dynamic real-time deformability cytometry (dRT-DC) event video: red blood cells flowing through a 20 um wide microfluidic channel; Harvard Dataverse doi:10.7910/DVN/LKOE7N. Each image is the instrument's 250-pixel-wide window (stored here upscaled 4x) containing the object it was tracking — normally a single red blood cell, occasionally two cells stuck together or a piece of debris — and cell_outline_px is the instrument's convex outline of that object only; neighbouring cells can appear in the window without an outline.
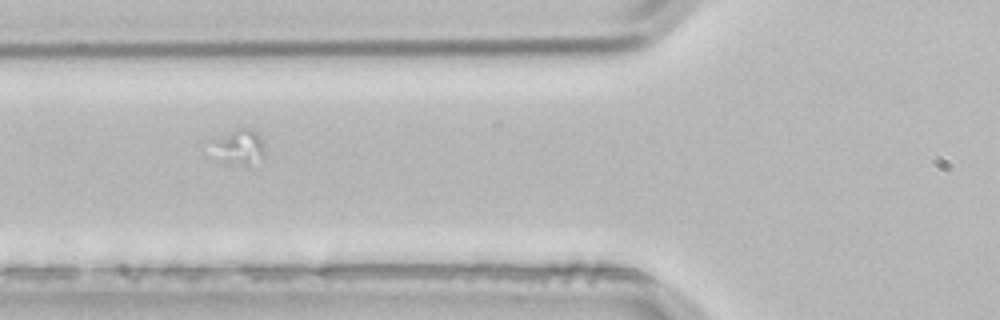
{"species": "common noctule bat (a hibernating species)", "species_latin": "Nyctalus noctula", "temperature_condition": "room temperature", "stored_images_in_passage": 2, "camera_frame_rate_fps": 3000, "um_per_image_px": 0.085, "animal": {"sex": "male", "body_mass_g": 21.5, "forearm_length_mm": 52.0}, "frame": {"image": 1, "passage_image": 2, "time_ms": 0.333, "image_size_px": [1000, 320], "cell_outline_px": [[264, 156], [248, 164], [224, 160], [208, 140], [236, 128], [252, 128], [260, 136]], "centroid_in_image_um": [20.31, 12.38], "position_along_channel_um": 105.5, "area_um2": 10.17}}